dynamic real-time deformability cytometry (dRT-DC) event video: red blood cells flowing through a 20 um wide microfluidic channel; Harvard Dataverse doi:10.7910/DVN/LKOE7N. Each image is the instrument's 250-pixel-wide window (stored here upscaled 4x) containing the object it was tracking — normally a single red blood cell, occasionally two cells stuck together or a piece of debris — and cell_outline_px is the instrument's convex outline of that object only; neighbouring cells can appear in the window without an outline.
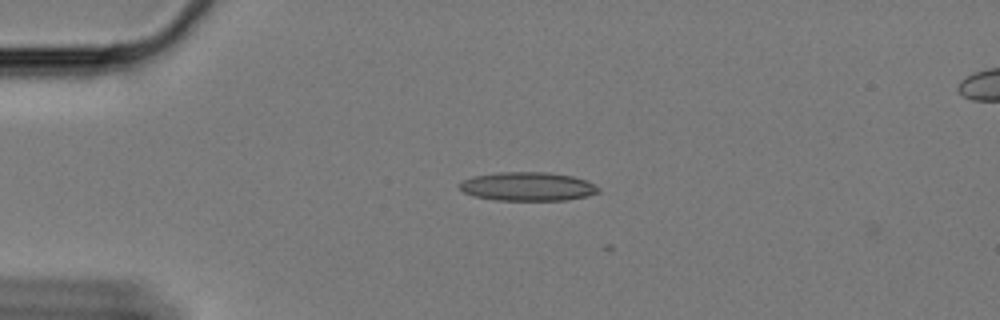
{"species": "Egyptian fruit bat (a non-hibernating species)", "species_latin": "Rousettus aegyptiacus", "temperature_condition": "cold", "stored_images_in_passage": 4, "camera_frame_rate_fps": 3000, "um_per_image_px": 0.085, "animal": {"sex": "female"}, "frame": {"image": 1, "passage_image": 3, "time_ms": 0.667, "image_size_px": [1000, 320], "cell_outline_px": [[600, 192], [588, 196], [564, 200], [496, 200], [472, 196], [464, 192], [460, 188], [460, 184], [464, 180], [472, 176], [496, 172], [544, 172], [572, 176], [584, 180], [600, 188]], "centroid_in_image_um": [44.83, 15.85], "position_along_channel_um": 40.2, "area_um2": 23.18}}